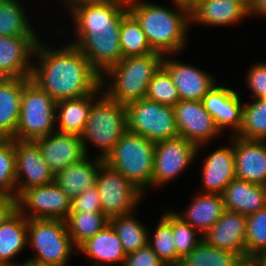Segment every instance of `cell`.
Returning <instances> with one entry per match:
<instances>
[{"instance_id": "1", "label": "cell", "mask_w": 266, "mask_h": 266, "mask_svg": "<svg viewBox=\"0 0 266 266\" xmlns=\"http://www.w3.org/2000/svg\"><path fill=\"white\" fill-rule=\"evenodd\" d=\"M127 4L119 0L82 3L69 10L75 34L73 41L91 66L102 76L122 59L119 30Z\"/></svg>"}, {"instance_id": "2", "label": "cell", "mask_w": 266, "mask_h": 266, "mask_svg": "<svg viewBox=\"0 0 266 266\" xmlns=\"http://www.w3.org/2000/svg\"><path fill=\"white\" fill-rule=\"evenodd\" d=\"M39 39L30 79L56 102L80 98L101 87V75L73 44L50 48ZM39 61V62H38Z\"/></svg>"}, {"instance_id": "3", "label": "cell", "mask_w": 266, "mask_h": 266, "mask_svg": "<svg viewBox=\"0 0 266 266\" xmlns=\"http://www.w3.org/2000/svg\"><path fill=\"white\" fill-rule=\"evenodd\" d=\"M173 3L174 9L147 0L127 4L128 11L141 25L151 48L162 55L183 53L189 40L190 7Z\"/></svg>"}, {"instance_id": "4", "label": "cell", "mask_w": 266, "mask_h": 266, "mask_svg": "<svg viewBox=\"0 0 266 266\" xmlns=\"http://www.w3.org/2000/svg\"><path fill=\"white\" fill-rule=\"evenodd\" d=\"M163 58L158 52L123 58L101 76L103 92L124 105L145 98L148 84L162 66Z\"/></svg>"}, {"instance_id": "5", "label": "cell", "mask_w": 266, "mask_h": 266, "mask_svg": "<svg viewBox=\"0 0 266 266\" xmlns=\"http://www.w3.org/2000/svg\"><path fill=\"white\" fill-rule=\"evenodd\" d=\"M27 245L36 252L28 266H67L77 250L61 219H27Z\"/></svg>"}, {"instance_id": "6", "label": "cell", "mask_w": 266, "mask_h": 266, "mask_svg": "<svg viewBox=\"0 0 266 266\" xmlns=\"http://www.w3.org/2000/svg\"><path fill=\"white\" fill-rule=\"evenodd\" d=\"M155 142L126 131L114 148L103 158L145 196L152 187Z\"/></svg>"}, {"instance_id": "7", "label": "cell", "mask_w": 266, "mask_h": 266, "mask_svg": "<svg viewBox=\"0 0 266 266\" xmlns=\"http://www.w3.org/2000/svg\"><path fill=\"white\" fill-rule=\"evenodd\" d=\"M127 131V111L124 104L112 100L104 92L93 102L81 139L86 154L88 143L101 150L104 158Z\"/></svg>"}, {"instance_id": "8", "label": "cell", "mask_w": 266, "mask_h": 266, "mask_svg": "<svg viewBox=\"0 0 266 266\" xmlns=\"http://www.w3.org/2000/svg\"><path fill=\"white\" fill-rule=\"evenodd\" d=\"M56 131V101L29 79L23 85L20 117L15 136L35 141Z\"/></svg>"}, {"instance_id": "9", "label": "cell", "mask_w": 266, "mask_h": 266, "mask_svg": "<svg viewBox=\"0 0 266 266\" xmlns=\"http://www.w3.org/2000/svg\"><path fill=\"white\" fill-rule=\"evenodd\" d=\"M127 130L152 142L179 136L172 106L142 98L125 105Z\"/></svg>"}, {"instance_id": "10", "label": "cell", "mask_w": 266, "mask_h": 266, "mask_svg": "<svg viewBox=\"0 0 266 266\" xmlns=\"http://www.w3.org/2000/svg\"><path fill=\"white\" fill-rule=\"evenodd\" d=\"M95 186L99 192L102 212L109 219L136 211L144 197L138 188L105 162L100 165Z\"/></svg>"}, {"instance_id": "11", "label": "cell", "mask_w": 266, "mask_h": 266, "mask_svg": "<svg viewBox=\"0 0 266 266\" xmlns=\"http://www.w3.org/2000/svg\"><path fill=\"white\" fill-rule=\"evenodd\" d=\"M197 146L183 137L155 143L152 187H162L180 176L196 160Z\"/></svg>"}, {"instance_id": "12", "label": "cell", "mask_w": 266, "mask_h": 266, "mask_svg": "<svg viewBox=\"0 0 266 266\" xmlns=\"http://www.w3.org/2000/svg\"><path fill=\"white\" fill-rule=\"evenodd\" d=\"M16 199L17 209L27 219L65 220L71 211L72 199L55 181L26 189Z\"/></svg>"}, {"instance_id": "13", "label": "cell", "mask_w": 266, "mask_h": 266, "mask_svg": "<svg viewBox=\"0 0 266 266\" xmlns=\"http://www.w3.org/2000/svg\"><path fill=\"white\" fill-rule=\"evenodd\" d=\"M173 110L179 136L197 146L196 157L205 144L222 134L202 101H179Z\"/></svg>"}, {"instance_id": "14", "label": "cell", "mask_w": 266, "mask_h": 266, "mask_svg": "<svg viewBox=\"0 0 266 266\" xmlns=\"http://www.w3.org/2000/svg\"><path fill=\"white\" fill-rule=\"evenodd\" d=\"M16 198L26 189L54 182L55 175L34 141L14 139Z\"/></svg>"}, {"instance_id": "15", "label": "cell", "mask_w": 266, "mask_h": 266, "mask_svg": "<svg viewBox=\"0 0 266 266\" xmlns=\"http://www.w3.org/2000/svg\"><path fill=\"white\" fill-rule=\"evenodd\" d=\"M201 101L222 134L227 129L237 134L242 127L244 105L239 92L217 83Z\"/></svg>"}, {"instance_id": "16", "label": "cell", "mask_w": 266, "mask_h": 266, "mask_svg": "<svg viewBox=\"0 0 266 266\" xmlns=\"http://www.w3.org/2000/svg\"><path fill=\"white\" fill-rule=\"evenodd\" d=\"M170 56L172 55H164L162 66L171 76L180 101H201L206 93L217 85V80L211 73Z\"/></svg>"}, {"instance_id": "17", "label": "cell", "mask_w": 266, "mask_h": 266, "mask_svg": "<svg viewBox=\"0 0 266 266\" xmlns=\"http://www.w3.org/2000/svg\"><path fill=\"white\" fill-rule=\"evenodd\" d=\"M39 39L38 36H0V78H30Z\"/></svg>"}, {"instance_id": "18", "label": "cell", "mask_w": 266, "mask_h": 266, "mask_svg": "<svg viewBox=\"0 0 266 266\" xmlns=\"http://www.w3.org/2000/svg\"><path fill=\"white\" fill-rule=\"evenodd\" d=\"M34 142L54 175L88 156L79 135L55 131Z\"/></svg>"}, {"instance_id": "19", "label": "cell", "mask_w": 266, "mask_h": 266, "mask_svg": "<svg viewBox=\"0 0 266 266\" xmlns=\"http://www.w3.org/2000/svg\"><path fill=\"white\" fill-rule=\"evenodd\" d=\"M249 16L248 3L244 0H196L190 6V26L226 27Z\"/></svg>"}, {"instance_id": "20", "label": "cell", "mask_w": 266, "mask_h": 266, "mask_svg": "<svg viewBox=\"0 0 266 266\" xmlns=\"http://www.w3.org/2000/svg\"><path fill=\"white\" fill-rule=\"evenodd\" d=\"M236 178L266 186V141L233 135Z\"/></svg>"}, {"instance_id": "21", "label": "cell", "mask_w": 266, "mask_h": 266, "mask_svg": "<svg viewBox=\"0 0 266 266\" xmlns=\"http://www.w3.org/2000/svg\"><path fill=\"white\" fill-rule=\"evenodd\" d=\"M231 140L227 144L229 146L216 148L202 161V193L221 195L226 186L236 178L232 133Z\"/></svg>"}, {"instance_id": "22", "label": "cell", "mask_w": 266, "mask_h": 266, "mask_svg": "<svg viewBox=\"0 0 266 266\" xmlns=\"http://www.w3.org/2000/svg\"><path fill=\"white\" fill-rule=\"evenodd\" d=\"M246 223L245 215L225 210L220 219L202 235L203 240L212 247L246 257Z\"/></svg>"}, {"instance_id": "23", "label": "cell", "mask_w": 266, "mask_h": 266, "mask_svg": "<svg viewBox=\"0 0 266 266\" xmlns=\"http://www.w3.org/2000/svg\"><path fill=\"white\" fill-rule=\"evenodd\" d=\"M77 251L94 260L91 266H114L117 263L122 266L127 255L110 224L83 242Z\"/></svg>"}, {"instance_id": "24", "label": "cell", "mask_w": 266, "mask_h": 266, "mask_svg": "<svg viewBox=\"0 0 266 266\" xmlns=\"http://www.w3.org/2000/svg\"><path fill=\"white\" fill-rule=\"evenodd\" d=\"M225 210L245 216L266 207V186L234 178L221 194Z\"/></svg>"}, {"instance_id": "25", "label": "cell", "mask_w": 266, "mask_h": 266, "mask_svg": "<svg viewBox=\"0 0 266 266\" xmlns=\"http://www.w3.org/2000/svg\"><path fill=\"white\" fill-rule=\"evenodd\" d=\"M30 78H0V138L12 139L17 131L23 85Z\"/></svg>"}, {"instance_id": "26", "label": "cell", "mask_w": 266, "mask_h": 266, "mask_svg": "<svg viewBox=\"0 0 266 266\" xmlns=\"http://www.w3.org/2000/svg\"><path fill=\"white\" fill-rule=\"evenodd\" d=\"M184 222L191 225L202 235L206 233L222 216L225 211L224 201L220 194L202 193L192 197L183 214L175 211Z\"/></svg>"}, {"instance_id": "27", "label": "cell", "mask_w": 266, "mask_h": 266, "mask_svg": "<svg viewBox=\"0 0 266 266\" xmlns=\"http://www.w3.org/2000/svg\"><path fill=\"white\" fill-rule=\"evenodd\" d=\"M102 93L103 90L100 87L92 94L56 102V131L81 136L84 132L91 106Z\"/></svg>"}, {"instance_id": "28", "label": "cell", "mask_w": 266, "mask_h": 266, "mask_svg": "<svg viewBox=\"0 0 266 266\" xmlns=\"http://www.w3.org/2000/svg\"><path fill=\"white\" fill-rule=\"evenodd\" d=\"M103 162V158L98 156L90 158L88 155L83 160L59 171L54 181L69 198L73 199L87 188L96 185L100 165Z\"/></svg>"}, {"instance_id": "29", "label": "cell", "mask_w": 266, "mask_h": 266, "mask_svg": "<svg viewBox=\"0 0 266 266\" xmlns=\"http://www.w3.org/2000/svg\"><path fill=\"white\" fill-rule=\"evenodd\" d=\"M27 246V218L16 209L0 227V266H25L13 262Z\"/></svg>"}, {"instance_id": "30", "label": "cell", "mask_w": 266, "mask_h": 266, "mask_svg": "<svg viewBox=\"0 0 266 266\" xmlns=\"http://www.w3.org/2000/svg\"><path fill=\"white\" fill-rule=\"evenodd\" d=\"M27 15L21 2L0 0V36H38Z\"/></svg>"}, {"instance_id": "31", "label": "cell", "mask_w": 266, "mask_h": 266, "mask_svg": "<svg viewBox=\"0 0 266 266\" xmlns=\"http://www.w3.org/2000/svg\"><path fill=\"white\" fill-rule=\"evenodd\" d=\"M158 221V225L152 231L153 236L150 231L148 232V245L167 266L179 265L182 257L177 253L173 239L172 208L171 210H165Z\"/></svg>"}, {"instance_id": "32", "label": "cell", "mask_w": 266, "mask_h": 266, "mask_svg": "<svg viewBox=\"0 0 266 266\" xmlns=\"http://www.w3.org/2000/svg\"><path fill=\"white\" fill-rule=\"evenodd\" d=\"M135 213L134 211L128 215L115 216L109 220L126 254L137 251L148 244L149 228L138 221Z\"/></svg>"}, {"instance_id": "33", "label": "cell", "mask_w": 266, "mask_h": 266, "mask_svg": "<svg viewBox=\"0 0 266 266\" xmlns=\"http://www.w3.org/2000/svg\"><path fill=\"white\" fill-rule=\"evenodd\" d=\"M123 58L143 56L155 52L136 18L128 11L121 20L119 30Z\"/></svg>"}, {"instance_id": "34", "label": "cell", "mask_w": 266, "mask_h": 266, "mask_svg": "<svg viewBox=\"0 0 266 266\" xmlns=\"http://www.w3.org/2000/svg\"><path fill=\"white\" fill-rule=\"evenodd\" d=\"M109 220L103 212H82L69 213L65 223L73 244L78 248L88 238L105 228Z\"/></svg>"}, {"instance_id": "35", "label": "cell", "mask_w": 266, "mask_h": 266, "mask_svg": "<svg viewBox=\"0 0 266 266\" xmlns=\"http://www.w3.org/2000/svg\"><path fill=\"white\" fill-rule=\"evenodd\" d=\"M241 258L240 253L212 247L202 240L181 258L179 266H235Z\"/></svg>"}, {"instance_id": "36", "label": "cell", "mask_w": 266, "mask_h": 266, "mask_svg": "<svg viewBox=\"0 0 266 266\" xmlns=\"http://www.w3.org/2000/svg\"><path fill=\"white\" fill-rule=\"evenodd\" d=\"M236 136L247 140L266 141V104L261 99L244 103L242 127Z\"/></svg>"}, {"instance_id": "37", "label": "cell", "mask_w": 266, "mask_h": 266, "mask_svg": "<svg viewBox=\"0 0 266 266\" xmlns=\"http://www.w3.org/2000/svg\"><path fill=\"white\" fill-rule=\"evenodd\" d=\"M0 196L16 199L14 139L0 138Z\"/></svg>"}, {"instance_id": "38", "label": "cell", "mask_w": 266, "mask_h": 266, "mask_svg": "<svg viewBox=\"0 0 266 266\" xmlns=\"http://www.w3.org/2000/svg\"><path fill=\"white\" fill-rule=\"evenodd\" d=\"M246 219V257H255L266 252V207L246 216Z\"/></svg>"}, {"instance_id": "39", "label": "cell", "mask_w": 266, "mask_h": 266, "mask_svg": "<svg viewBox=\"0 0 266 266\" xmlns=\"http://www.w3.org/2000/svg\"><path fill=\"white\" fill-rule=\"evenodd\" d=\"M148 100L174 107L179 101V93L168 71L161 66L148 84Z\"/></svg>"}, {"instance_id": "40", "label": "cell", "mask_w": 266, "mask_h": 266, "mask_svg": "<svg viewBox=\"0 0 266 266\" xmlns=\"http://www.w3.org/2000/svg\"><path fill=\"white\" fill-rule=\"evenodd\" d=\"M172 233L177 253L181 257L193 250L203 240L202 234L179 218L173 210Z\"/></svg>"}, {"instance_id": "41", "label": "cell", "mask_w": 266, "mask_h": 266, "mask_svg": "<svg viewBox=\"0 0 266 266\" xmlns=\"http://www.w3.org/2000/svg\"><path fill=\"white\" fill-rule=\"evenodd\" d=\"M102 212L101 200L96 186L87 188L71 200L70 213Z\"/></svg>"}, {"instance_id": "42", "label": "cell", "mask_w": 266, "mask_h": 266, "mask_svg": "<svg viewBox=\"0 0 266 266\" xmlns=\"http://www.w3.org/2000/svg\"><path fill=\"white\" fill-rule=\"evenodd\" d=\"M246 83L254 99H260L266 94V62H257L246 71Z\"/></svg>"}, {"instance_id": "43", "label": "cell", "mask_w": 266, "mask_h": 266, "mask_svg": "<svg viewBox=\"0 0 266 266\" xmlns=\"http://www.w3.org/2000/svg\"><path fill=\"white\" fill-rule=\"evenodd\" d=\"M122 266H167L165 262L147 244L137 251L126 255Z\"/></svg>"}, {"instance_id": "44", "label": "cell", "mask_w": 266, "mask_h": 266, "mask_svg": "<svg viewBox=\"0 0 266 266\" xmlns=\"http://www.w3.org/2000/svg\"><path fill=\"white\" fill-rule=\"evenodd\" d=\"M16 209L17 199L0 196V227Z\"/></svg>"}, {"instance_id": "45", "label": "cell", "mask_w": 266, "mask_h": 266, "mask_svg": "<svg viewBox=\"0 0 266 266\" xmlns=\"http://www.w3.org/2000/svg\"><path fill=\"white\" fill-rule=\"evenodd\" d=\"M249 15L266 17V0H251L248 4Z\"/></svg>"}, {"instance_id": "46", "label": "cell", "mask_w": 266, "mask_h": 266, "mask_svg": "<svg viewBox=\"0 0 266 266\" xmlns=\"http://www.w3.org/2000/svg\"><path fill=\"white\" fill-rule=\"evenodd\" d=\"M235 266H260L256 257L247 256L239 260Z\"/></svg>"}, {"instance_id": "47", "label": "cell", "mask_w": 266, "mask_h": 266, "mask_svg": "<svg viewBox=\"0 0 266 266\" xmlns=\"http://www.w3.org/2000/svg\"><path fill=\"white\" fill-rule=\"evenodd\" d=\"M64 1V2H63ZM61 1L67 8V12L72 9L74 6L82 3H90V2H99V1H104V0H63Z\"/></svg>"}, {"instance_id": "48", "label": "cell", "mask_w": 266, "mask_h": 266, "mask_svg": "<svg viewBox=\"0 0 266 266\" xmlns=\"http://www.w3.org/2000/svg\"><path fill=\"white\" fill-rule=\"evenodd\" d=\"M260 264V266H266V252L260 253L255 256Z\"/></svg>"}, {"instance_id": "49", "label": "cell", "mask_w": 266, "mask_h": 266, "mask_svg": "<svg viewBox=\"0 0 266 266\" xmlns=\"http://www.w3.org/2000/svg\"><path fill=\"white\" fill-rule=\"evenodd\" d=\"M173 2L184 4L190 7L196 0H172Z\"/></svg>"}, {"instance_id": "50", "label": "cell", "mask_w": 266, "mask_h": 266, "mask_svg": "<svg viewBox=\"0 0 266 266\" xmlns=\"http://www.w3.org/2000/svg\"><path fill=\"white\" fill-rule=\"evenodd\" d=\"M119 1H122V2H124L126 4H129L130 2L137 1V0H119Z\"/></svg>"}, {"instance_id": "51", "label": "cell", "mask_w": 266, "mask_h": 266, "mask_svg": "<svg viewBox=\"0 0 266 266\" xmlns=\"http://www.w3.org/2000/svg\"><path fill=\"white\" fill-rule=\"evenodd\" d=\"M260 99L266 104V94Z\"/></svg>"}, {"instance_id": "52", "label": "cell", "mask_w": 266, "mask_h": 266, "mask_svg": "<svg viewBox=\"0 0 266 266\" xmlns=\"http://www.w3.org/2000/svg\"><path fill=\"white\" fill-rule=\"evenodd\" d=\"M246 3H248L249 4V2L251 1V0H244Z\"/></svg>"}]
</instances>
